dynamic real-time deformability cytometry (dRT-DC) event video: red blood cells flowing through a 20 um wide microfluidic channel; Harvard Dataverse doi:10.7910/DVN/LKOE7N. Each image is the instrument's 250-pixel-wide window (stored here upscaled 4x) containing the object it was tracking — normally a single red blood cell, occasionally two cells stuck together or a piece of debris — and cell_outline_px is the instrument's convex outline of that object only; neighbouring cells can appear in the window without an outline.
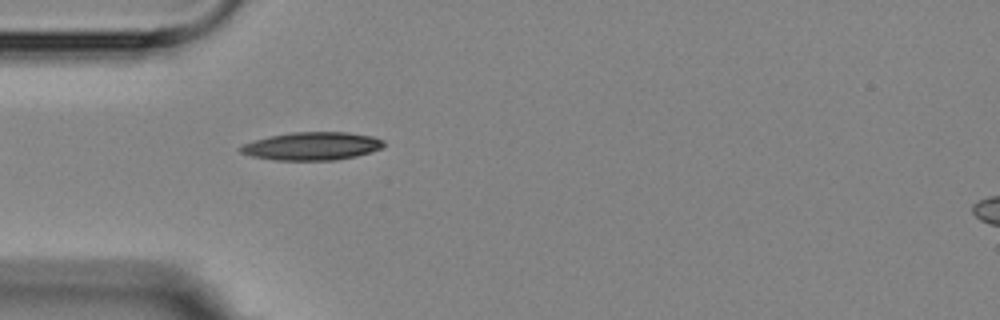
{"species": "Egyptian fruit bat (a non-hibernating species)", "species_latin": "Rousettus aegyptiacus", "temperature_condition": "room temperature", "stored_images_in_passage": 4, "camera_frame_rate_fps": 3000, "um_per_image_px": 0.085, "animal": {"sex": "female"}, "frame": {"image": 1, "passage_image": 4, "time_ms": 4.667, "image_size_px": [1000, 320], "cell_outline_px": [[384, 144], [380, 148], [356, 156], [336, 160], [276, 160], [252, 156], [240, 152], [236, 148], [244, 144], [256, 140], [272, 136], [292, 132], [348, 132], [372, 136], [384, 140]], "centroid_in_image_um": [26.51, 12.42], "position_along_channel_um": 58.5, "area_um2": 23.18}}